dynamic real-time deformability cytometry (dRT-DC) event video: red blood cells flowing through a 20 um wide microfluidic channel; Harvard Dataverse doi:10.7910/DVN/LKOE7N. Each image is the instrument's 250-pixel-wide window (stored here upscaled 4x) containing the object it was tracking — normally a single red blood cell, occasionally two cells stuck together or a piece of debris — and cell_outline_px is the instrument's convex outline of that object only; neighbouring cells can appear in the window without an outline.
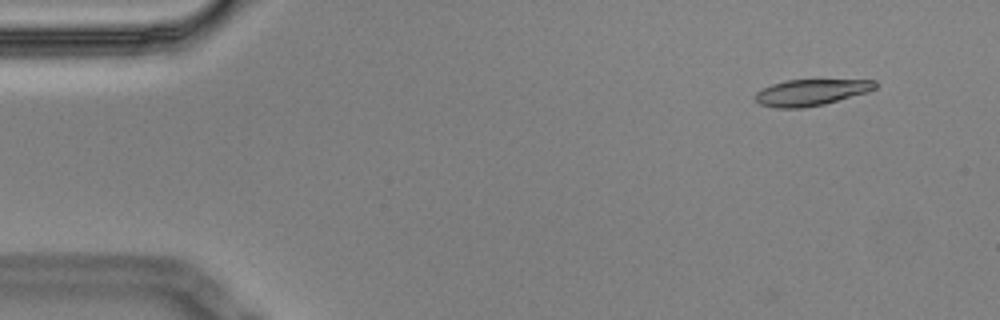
{"species": "Egyptian fruit bat (a non-hibernating species)", "species_latin": "Rousettus aegyptiacus", "temperature_condition": "cold", "stored_images_in_passage": 9, "camera_frame_rate_fps": 3000, "um_per_image_px": 0.085, "animal": {"sex": "male"}, "frame": {"image": 1, "passage_image": 2, "time_ms": 0.333, "image_size_px": [1000, 320], "cell_outline_px": [[880, 84], [876, 88], [868, 92], [824, 104], [804, 108], [776, 108], [760, 104], [756, 100], [756, 92], [760, 88], [772, 84], [788, 80], [876, 80]], "centroid_in_image_um": [68.96, 7.85], "position_along_channel_um": 16.0, "area_um2": 18.44}}
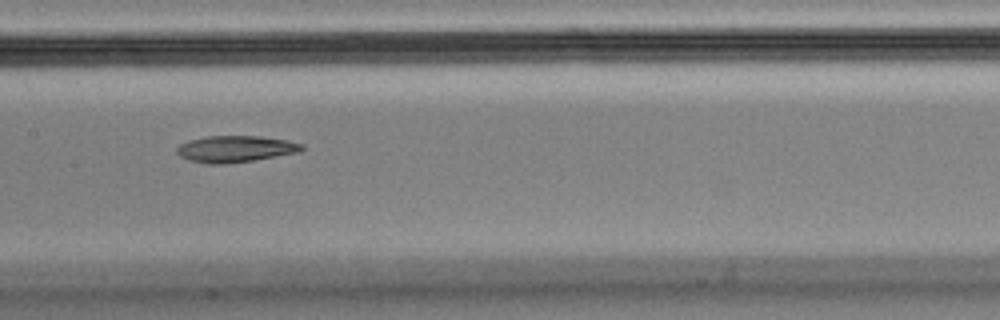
{"frame": {"image": 2, "passage_image": 8, "time_ms": 2.333, "image_size_px": [1000, 320], "cell_outline_px": [[304, 148], [300, 152], [252, 160], [224, 164], [208, 164], [188, 160], [180, 156], [176, 152], [176, 148], [180, 144], [188, 140], [204, 136], [260, 136], [288, 140], [304, 144]], "centroid_in_image_um": [19.99, 12.65], "position_along_channel_um": 187.4, "area_um2": 19.42}}
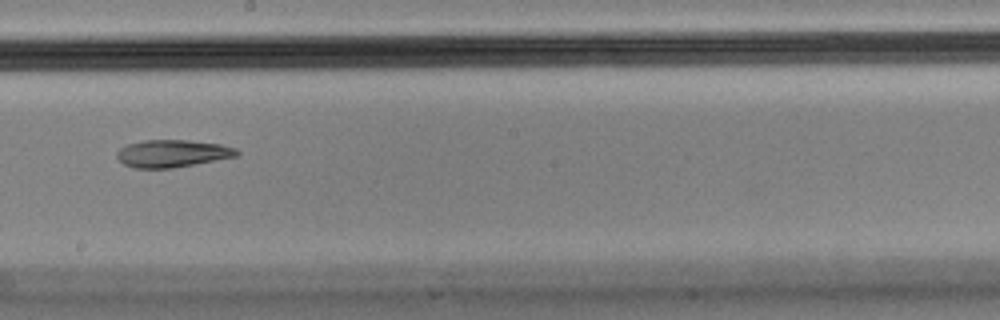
{"frame": {"image": 3, "passage_image": 9, "time_ms": 2.667, "image_size_px": [1000, 320], "cell_outline_px": [[240, 152], [236, 156], [172, 168], [136, 168], [124, 164], [116, 156], [116, 152], [120, 148], [128, 144], [144, 140], [188, 140], [220, 144], [236, 148]], "centroid_in_image_um": [14.63, 13.04], "position_along_channel_um": 233.6, "area_um2": 18.96}}